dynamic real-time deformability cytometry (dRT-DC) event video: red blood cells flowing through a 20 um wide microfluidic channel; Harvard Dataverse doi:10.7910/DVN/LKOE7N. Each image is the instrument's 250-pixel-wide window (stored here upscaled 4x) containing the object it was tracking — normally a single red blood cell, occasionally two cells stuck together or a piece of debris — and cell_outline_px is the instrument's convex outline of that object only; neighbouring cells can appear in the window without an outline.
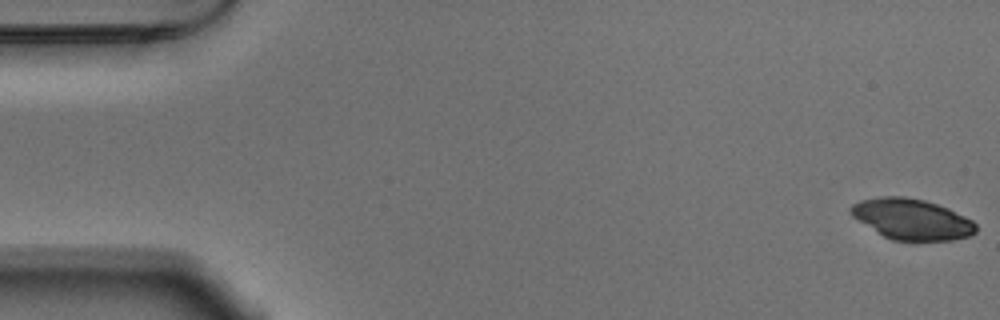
{"species": "Egyptian fruit bat (a non-hibernating species)", "species_latin": "Rousettus aegyptiacus", "temperature_condition": "warm", "stored_images_in_passage": 54, "camera_frame_rate_fps": 3000, "um_per_image_px": 0.085, "animal": {"sex": "male"}, "frame": {"image": 1, "passage_image": 1, "time_ms": 0.0, "image_size_px": [1000, 320], "cell_outline_px": [[976, 232], [968, 236], [952, 240], [892, 240], [876, 232], [852, 216], [848, 208], [852, 204], [860, 200], [880, 196], [904, 196], [924, 200], [948, 208], [972, 220], [976, 224]], "centroid_in_image_um": [77.47, 18.62], "position_along_channel_um": 7.5, "area_um2": 29.59}}
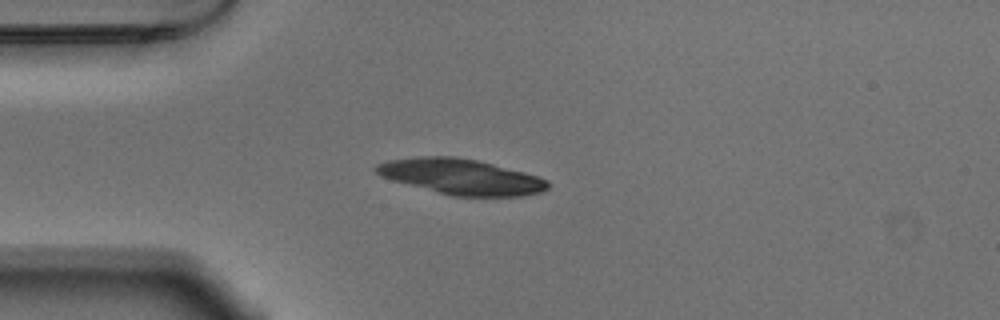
{"frame": {"image": 2, "passage_image": 14, "time_ms": 4.333, "image_size_px": [1000, 320], "cell_outline_px": [[548, 188], [540, 192], [520, 196], [452, 196], [392, 180], [380, 176], [372, 168], [376, 164], [388, 160], [416, 156], [456, 156], [476, 160], [524, 172], [548, 180]], "centroid_in_image_um": [39.14, 15.01], "position_along_channel_um": 45.9, "area_um2": 35.37}}